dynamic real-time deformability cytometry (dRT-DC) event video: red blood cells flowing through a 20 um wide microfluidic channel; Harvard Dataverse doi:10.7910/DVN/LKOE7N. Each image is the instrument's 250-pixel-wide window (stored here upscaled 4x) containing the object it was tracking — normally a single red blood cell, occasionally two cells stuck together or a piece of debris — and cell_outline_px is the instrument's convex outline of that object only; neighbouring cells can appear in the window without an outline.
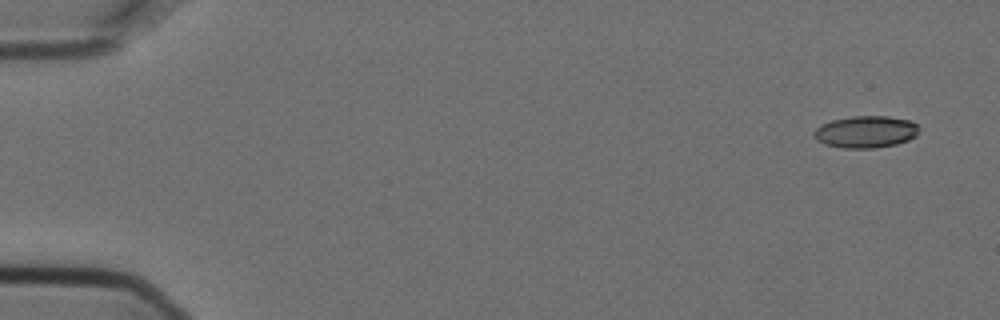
{"species": "Egyptian fruit bat (a non-hibernating species)", "species_latin": "Rousettus aegyptiacus", "temperature_condition": "cold", "stored_images_in_passage": 6, "camera_frame_rate_fps": 3000, "um_per_image_px": 0.085, "animal": {"sex": "female"}, "frame": {"image": 1, "passage_image": 1, "time_ms": 0.0, "image_size_px": [1000, 320], "cell_outline_px": [[920, 128], [916, 136], [908, 140], [896, 144], [876, 148], [844, 148], [824, 144], [816, 140], [812, 132], [820, 124], [832, 120], [852, 116], [888, 116], [912, 120]], "centroid_in_image_um": [73.59, 11.2], "position_along_channel_um": 11.4, "area_um2": 19.83}}
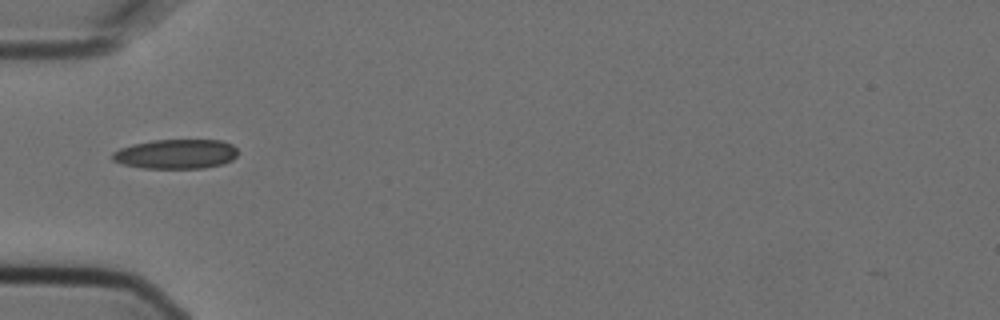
{"frame": {"image": 2, "passage_image": 5, "time_ms": 1.333, "image_size_px": [1000, 320], "cell_outline_px": [[236, 156], [232, 160], [224, 164], [204, 168], [144, 168], [124, 164], [112, 160], [112, 152], [120, 148], [132, 144], [152, 140], [220, 140], [232, 144], [236, 148]], "centroid_in_image_um": [14.96, 13.09], "position_along_channel_um": 70.0, "area_um2": 21.62}}
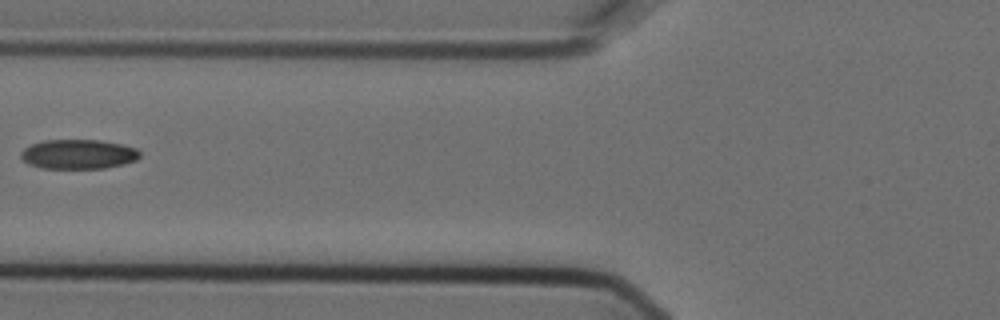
{"frame": {"image": 3, "passage_image": 6, "time_ms": 1.667, "image_size_px": [1000, 320], "cell_outline_px": [[140, 156], [136, 160], [124, 164], [104, 168], [40, 168], [28, 164], [20, 156], [20, 152], [24, 148], [32, 144], [44, 140], [100, 140], [124, 144], [136, 148], [140, 152]], "centroid_in_image_um": [6.67, 13.1], "position_along_channel_um": 119.1, "area_um2": 20.58}}